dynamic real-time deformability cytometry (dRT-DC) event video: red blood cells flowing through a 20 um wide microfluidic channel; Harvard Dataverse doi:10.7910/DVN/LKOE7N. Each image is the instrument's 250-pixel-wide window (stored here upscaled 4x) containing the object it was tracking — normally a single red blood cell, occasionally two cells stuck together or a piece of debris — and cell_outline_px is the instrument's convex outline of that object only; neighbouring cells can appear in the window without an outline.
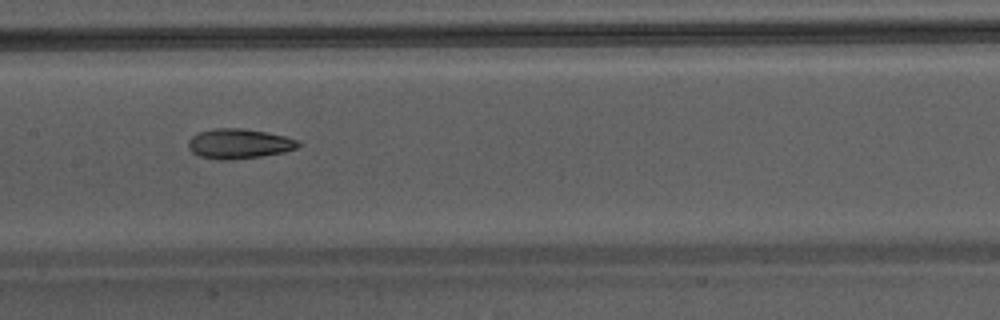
{"species": "Egyptian fruit bat (a non-hibernating species)", "species_latin": "Rousettus aegyptiacus", "temperature_condition": "warm", "stored_images_in_passage": 30, "camera_frame_rate_fps": 3000, "um_per_image_px": 0.085, "animal": {"sex": "male"}, "frame": {"image": 1, "passage_image": 9, "time_ms": 2.667, "image_size_px": [1000, 320], "cell_outline_px": [[300, 144], [296, 148], [284, 152], [260, 156], [232, 160], [220, 160], [200, 156], [192, 152], [188, 148], [188, 140], [192, 136], [200, 132], [216, 128], [244, 128], [284, 136], [296, 140]], "centroid_in_image_um": [20.28, 12.22], "position_along_channel_um": 187.1, "area_um2": 18.96}}
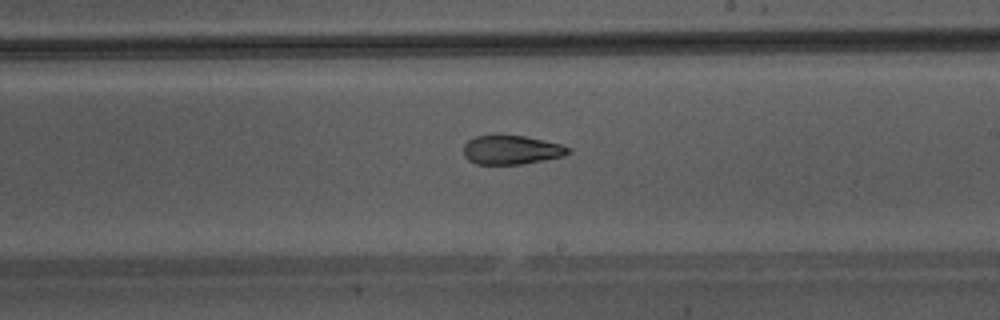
{"frame": {"image": 2, "passage_image": 13, "time_ms": 4.0, "image_size_px": [1000, 320], "cell_outline_px": [[572, 152], [564, 156], [544, 160], [520, 164], [476, 164], [468, 160], [464, 156], [464, 144], [468, 140], [476, 136], [496, 132], [524, 136], [560, 144], [572, 148]], "centroid_in_image_um": [43.45, 12.7], "position_along_channel_um": 245.6, "area_um2": 18.26}}